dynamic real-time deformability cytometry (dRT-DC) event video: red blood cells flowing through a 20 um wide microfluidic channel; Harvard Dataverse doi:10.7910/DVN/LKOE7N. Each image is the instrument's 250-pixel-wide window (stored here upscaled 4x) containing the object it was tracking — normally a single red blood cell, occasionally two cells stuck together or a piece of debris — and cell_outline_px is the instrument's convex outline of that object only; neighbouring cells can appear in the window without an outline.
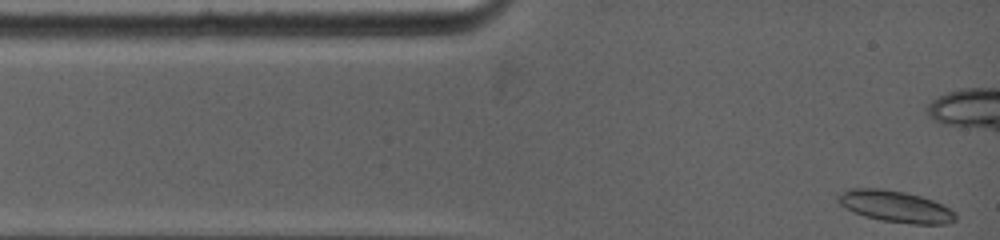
{"species": "common noctule bat (a hibernating species)", "species_latin": "Nyctalus noctula", "temperature_condition": "warm", "stored_images_in_passage": 52, "camera_frame_rate_fps": 5000, "um_per_image_px": 0.085, "animal": {"sex": "female", "body_mass_g": 19.0, "forearm_length_mm": 53.3}, "frame": {"image": 1, "passage_image": 1, "time_ms": 0.0, "image_size_px": [1000, 240], "cell_outline_px": [[956, 220], [948, 224], [912, 224], [880, 220], [864, 216], [852, 212], [840, 204], [836, 200], [836, 196], [848, 188], [880, 188], [904, 192], [920, 196], [932, 200], [956, 212]], "centroid_in_image_um": [76.08, 17.55], "position_along_channel_um": 8.9, "area_um2": 21.68}}
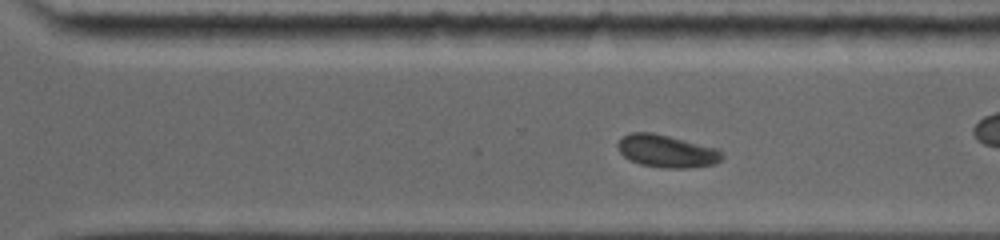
{"frame": {"image": 2, "passage_image": 37, "time_ms": 9.0, "image_size_px": [1000, 240], "cell_outline_px": [[724, 156], [716, 164], [688, 168], [664, 168], [640, 164], [628, 160], [620, 152], [616, 144], [624, 136], [632, 132], [652, 132], [716, 148], [724, 152]], "centroid_in_image_um": [56.67, 12.86], "position_along_channel_um": 313.9, "area_um2": 19.77}}
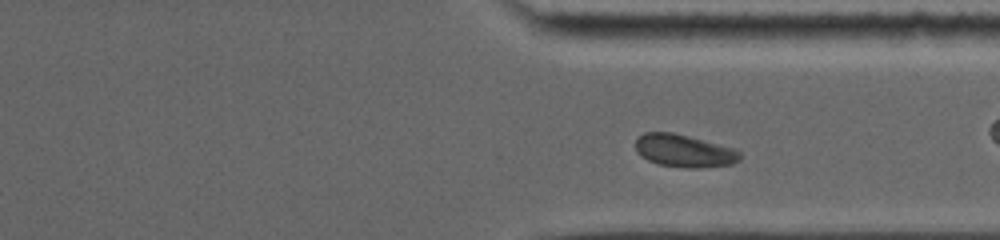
{"frame": {"image": 3, "passage_image": 42, "time_ms": 10.0, "image_size_px": [1000, 240], "cell_outline_px": [[740, 160], [732, 164], [700, 168], [688, 168], [660, 164], [648, 160], [640, 156], [636, 152], [636, 140], [644, 132], [672, 132], [688, 136], [732, 148], [740, 152]], "centroid_in_image_um": [58.12, 12.82], "position_along_channel_um": 353.3, "area_um2": 19.65}, "authors_computed_cell_mechanics": {"area_um2": 20.0566, "velocity_mm_per_s": 3.8748, "shape_relaxation_time_tau1_ms": 2.5222, "shape_relaxation_time_tau2_ms": 11.0933, "deformation_change_tau1": 0.0734, "deformation_change_tau2": 0.1141}}